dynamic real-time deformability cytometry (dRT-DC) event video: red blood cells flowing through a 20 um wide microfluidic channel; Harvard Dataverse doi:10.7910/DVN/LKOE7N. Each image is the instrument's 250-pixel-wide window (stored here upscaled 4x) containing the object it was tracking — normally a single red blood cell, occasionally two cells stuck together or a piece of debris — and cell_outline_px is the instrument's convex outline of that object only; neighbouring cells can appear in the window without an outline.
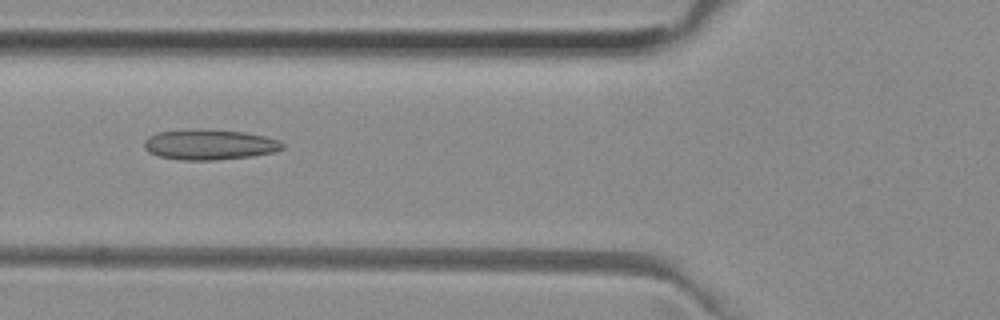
{"species": "common noctule bat (a hibernating species)", "species_latin": "Nyctalus noctula", "temperature_condition": "room temperature", "stored_images_in_passage": 46, "camera_frame_rate_fps": 3000, "um_per_image_px": 0.085, "animal": {"sex": "female", "body_mass_g": 29.2, "forearm_length_mm": 56.3}, "frame": {"image": 1, "passage_image": 15, "time_ms": 4.667, "image_size_px": [1000, 320], "cell_outline_px": [[284, 148], [276, 152], [252, 156], [216, 160], [180, 160], [160, 156], [148, 152], [144, 148], [144, 140], [148, 136], [160, 132], [244, 132], [264, 136], [280, 140], [284, 144]], "centroid_in_image_um": [17.86, 12.35], "position_along_channel_um": 107.9, "area_um2": 23.47}}
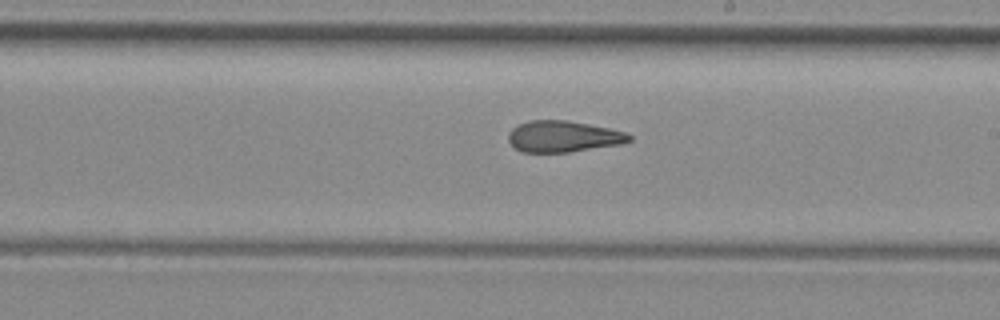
{"frame": {"image": 2, "passage_image": 25, "time_ms": 8.0, "image_size_px": [1000, 320], "cell_outline_px": [[632, 140], [624, 144], [568, 152], [520, 152], [508, 140], [508, 132], [512, 128], [528, 120], [568, 120], [608, 128], [624, 132], [632, 136]], "centroid_in_image_um": [47.88, 11.6], "position_along_channel_um": 241.1, "area_um2": 22.08}}
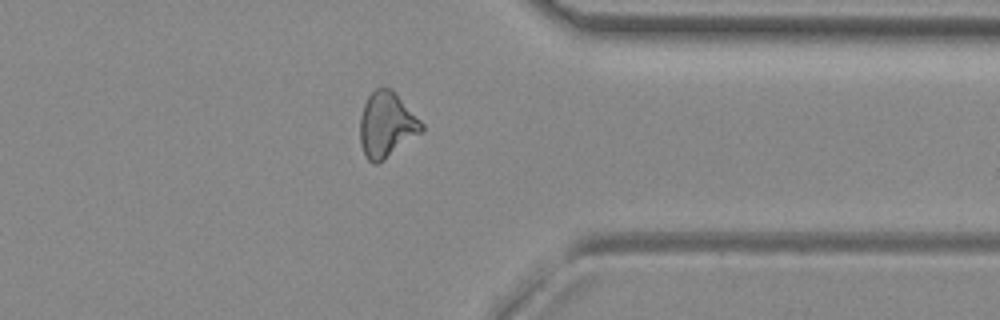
{"frame": {"image": 3, "passage_image": 36, "time_ms": 11.667, "image_size_px": [1000, 320], "cell_outline_px": [[424, 132], [384, 160], [376, 164], [372, 164], [364, 156], [360, 144], [360, 116], [364, 104], [368, 96], [376, 88], [392, 88], [396, 92], [424, 124]], "centroid_in_image_um": [32.88, 10.63], "position_along_channel_um": 378.5, "area_um2": 23.87}, "authors_computed_cell_mechanics": {"area_um2": 22.9177, "velocity_mm_per_s": 4.0014, "shape_relaxation_time_tau1_ms": null, "shape_relaxation_time_tau2_ms": 2.893, "deformation_change_tau1": null, "deformation_change_tau2": 0.1262}}